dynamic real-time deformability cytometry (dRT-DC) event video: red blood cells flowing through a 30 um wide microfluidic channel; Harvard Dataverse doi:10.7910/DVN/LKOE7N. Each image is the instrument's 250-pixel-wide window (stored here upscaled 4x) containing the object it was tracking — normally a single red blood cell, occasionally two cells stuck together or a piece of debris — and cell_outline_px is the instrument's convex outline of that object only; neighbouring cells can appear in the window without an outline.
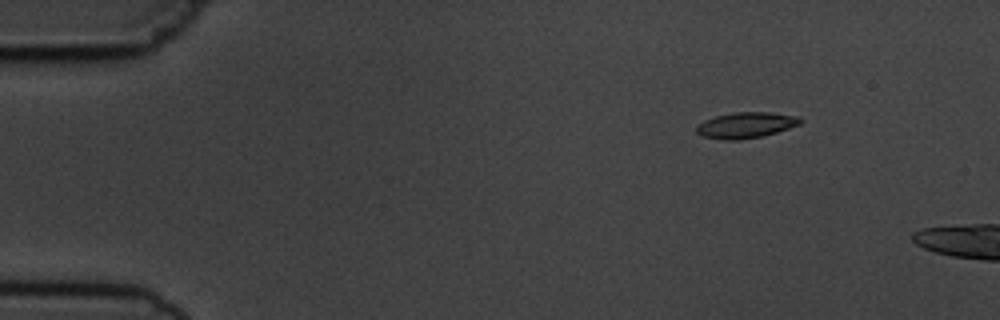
{"species": "common noctule bat (a hibernating species)", "species_latin": "Nyctalus noctula", "temperature_condition": "cold", "stored_images_in_passage": 5, "camera_frame_rate_fps": 3000, "um_per_image_px": 0.085, "animal": {"sex": "male", "body_mass_g": 19.5, "forearm_length_mm": 54.6}, "frame": {"image": 1, "passage_image": 2, "time_ms": 2.0, "image_size_px": [1000, 320], "cell_outline_px": [[804, 120], [800, 124], [776, 132], [760, 136], [740, 140], [720, 140], [700, 136], [696, 132], [696, 124], [704, 120], [716, 116], [736, 112], [768, 112], [796, 116]], "centroid_in_image_um": [63.34, 10.64], "position_along_channel_um": 21.7, "area_um2": 15.66}}